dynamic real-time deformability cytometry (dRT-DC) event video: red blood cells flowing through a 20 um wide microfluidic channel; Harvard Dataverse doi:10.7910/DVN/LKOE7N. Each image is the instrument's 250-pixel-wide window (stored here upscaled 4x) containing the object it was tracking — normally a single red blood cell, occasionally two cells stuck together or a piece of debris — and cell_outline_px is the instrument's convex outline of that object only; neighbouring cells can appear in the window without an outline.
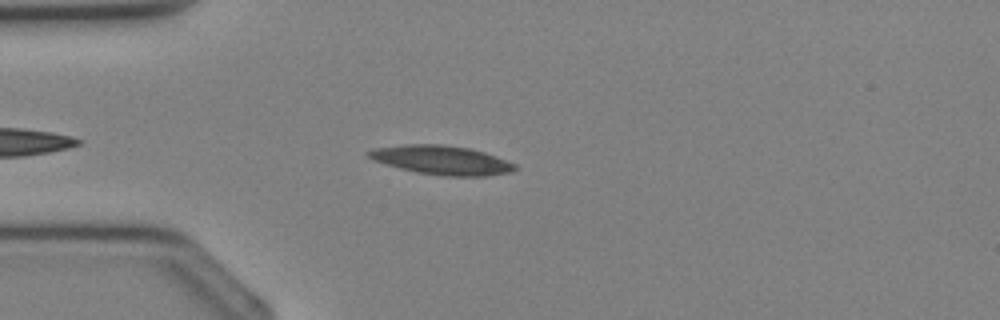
{"species": "Egyptian fruit bat (a non-hibernating species)", "species_latin": "Rousettus aegyptiacus", "temperature_condition": "cold", "stored_images_in_passage": 27, "camera_frame_rate_fps": 3000, "um_per_image_px": 0.085, "animal": {"sex": "female"}, "frame": {"image": 1, "passage_image": 4, "time_ms": 1.0, "image_size_px": [1000, 320], "cell_outline_px": [[516, 168], [512, 172], [484, 176], [444, 176], [416, 172], [400, 168], [376, 160], [368, 156], [364, 152], [372, 148], [408, 144], [440, 144], [468, 148], [484, 152], [496, 156], [516, 164]], "centroid_in_image_um": [37.55, 13.6], "position_along_channel_um": 47.5, "area_um2": 24.57}}
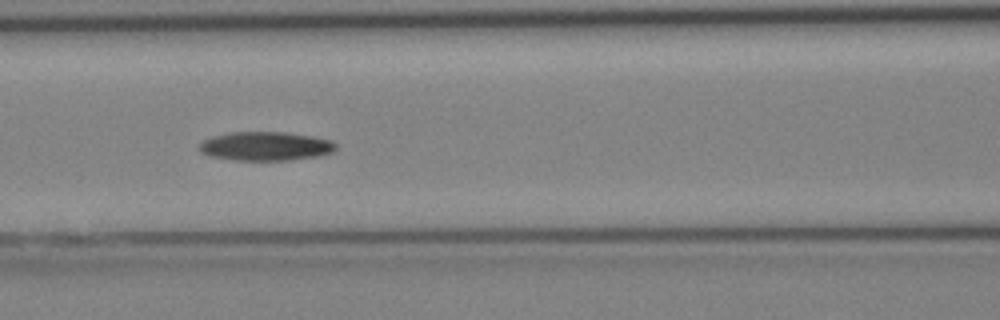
{"frame": {"image": 2, "passage_image": 10, "time_ms": 3.0, "image_size_px": [1000, 320], "cell_outline_px": [[336, 148], [332, 152], [320, 156], [292, 160], [232, 160], [208, 156], [200, 152], [200, 144], [204, 140], [216, 136], [232, 132], [284, 132], [312, 136], [332, 140], [336, 144]], "centroid_in_image_um": [22.61, 12.44], "position_along_channel_um": 144.0, "area_um2": 23.0}}
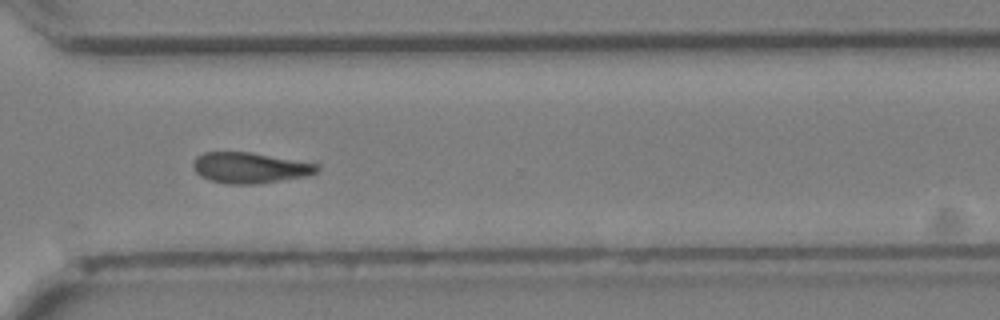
{"frame": {"image": 3, "passage_image": 21, "time_ms": 6.667, "image_size_px": [1000, 320], "cell_outline_px": [[320, 168], [316, 172], [308, 176], [252, 184], [228, 184], [212, 180], [200, 176], [192, 168], [192, 164], [196, 156], [204, 152], [252, 152], [320, 164]], "centroid_in_image_um": [21.24, 14.25], "position_along_channel_um": 349.4, "area_um2": 22.25}}